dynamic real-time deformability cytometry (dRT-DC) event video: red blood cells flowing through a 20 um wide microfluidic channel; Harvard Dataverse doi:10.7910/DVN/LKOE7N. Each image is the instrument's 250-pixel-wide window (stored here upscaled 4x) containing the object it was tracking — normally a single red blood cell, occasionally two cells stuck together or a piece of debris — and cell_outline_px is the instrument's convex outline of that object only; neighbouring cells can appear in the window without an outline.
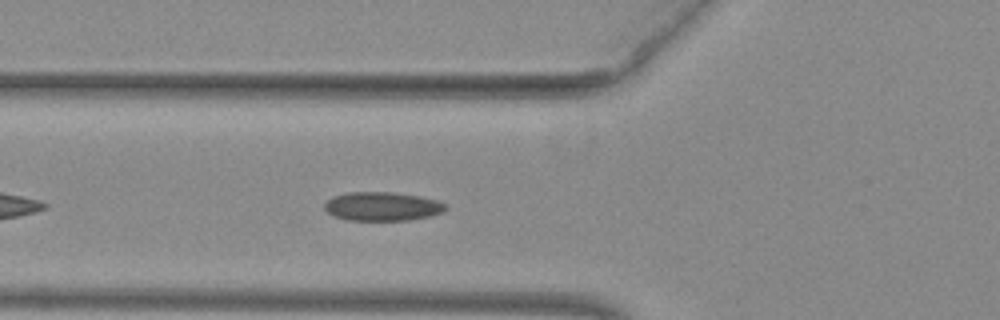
{"species": "common noctule bat (a hibernating species)", "species_latin": "Nyctalus noctula", "temperature_condition": "warm", "stored_images_in_passage": 40, "camera_frame_rate_fps": 3000, "um_per_image_px": 0.085, "animal": {"sex": "female", "body_mass_g": 29.2, "forearm_length_mm": 56.3}, "frame": {"image": 1, "passage_image": 6, "time_ms": 1.667, "image_size_px": [1000, 320], "cell_outline_px": [[448, 208], [444, 212], [428, 216], [408, 220], [348, 220], [336, 216], [328, 212], [324, 208], [324, 204], [332, 196], [348, 192], [392, 192], [420, 196], [436, 200], [448, 204]], "centroid_in_image_um": [32.52, 17.53], "position_along_channel_um": 93.3, "area_um2": 20.35}}
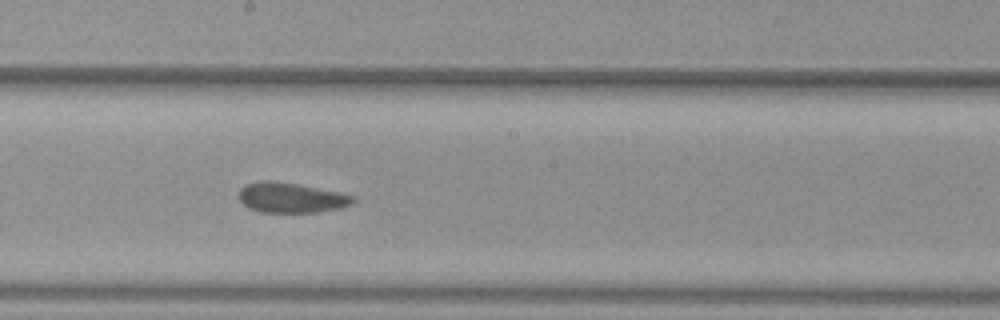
{"frame": {"image": 2, "passage_image": 16, "time_ms": 5.0, "image_size_px": [1000, 320], "cell_outline_px": [[356, 200], [352, 204], [344, 208], [320, 212], [260, 212], [248, 208], [236, 196], [240, 188], [244, 184], [260, 180], [268, 180], [300, 184], [340, 192], [356, 196]], "centroid_in_image_um": [24.76, 16.8], "position_along_channel_um": 223.4, "area_um2": 20.58}}
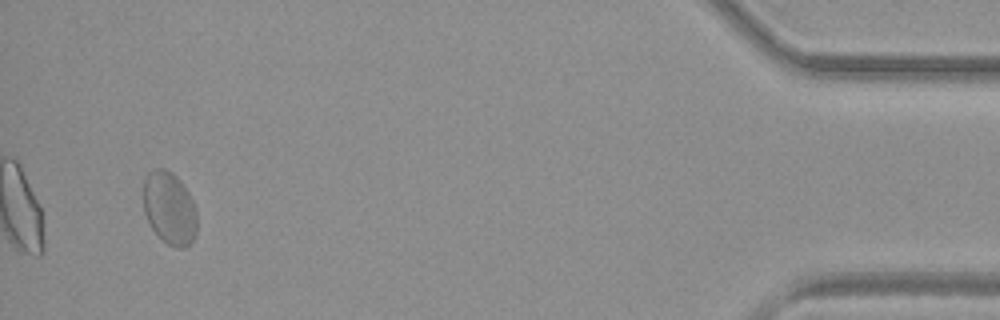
{"frame": {"image": 3, "passage_image": 37, "time_ms": 12.0, "image_size_px": [1000, 320], "cell_outline_px": [[196, 236], [184, 248], [176, 248], [168, 244], [148, 224], [144, 212], [144, 176], [148, 172], [156, 168], [164, 168], [172, 172], [180, 180], [188, 192], [196, 208]], "centroid_in_image_um": [14.4, 17.67], "position_along_channel_um": 420.8, "area_um2": 22.77}}